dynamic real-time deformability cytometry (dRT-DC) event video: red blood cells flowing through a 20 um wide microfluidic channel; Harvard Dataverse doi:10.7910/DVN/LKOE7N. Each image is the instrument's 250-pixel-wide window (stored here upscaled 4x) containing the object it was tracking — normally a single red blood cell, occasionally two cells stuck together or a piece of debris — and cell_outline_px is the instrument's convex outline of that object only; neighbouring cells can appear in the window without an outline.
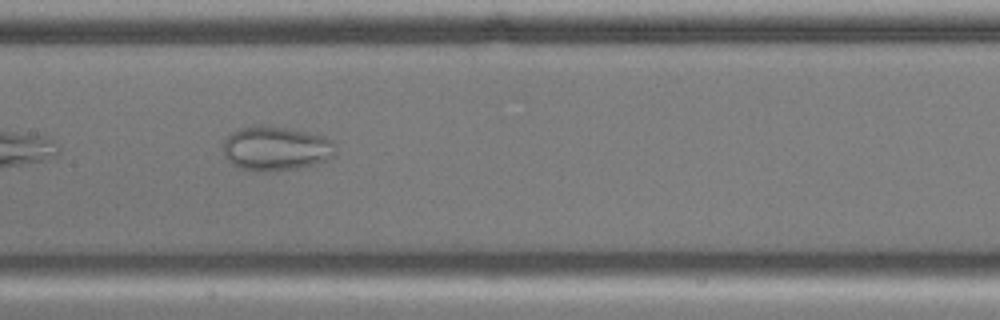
{"species": "common noctule bat (a hibernating species)", "species_latin": "Nyctalus noctula", "temperature_condition": "cold", "stored_images_in_passage": 40, "camera_frame_rate_fps": 3000, "um_per_image_px": 0.085, "animal": {"sex": "male", "body_mass_g": 17.9, "forearm_length_mm": 54.2}, "frame": {"image": 1, "passage_image": 12, "time_ms": 3.667, "image_size_px": [1000, 320], "cell_outline_px": [[336, 156], [328, 160], [316, 164], [296, 168], [264, 172], [256, 172], [240, 168], [232, 164], [224, 156], [224, 140], [232, 132], [240, 128], [252, 124], [264, 124], [288, 128], [308, 132], [324, 136], [332, 140], [336, 144]], "centroid_in_image_um": [23.48, 12.61], "position_along_channel_um": 183.9, "area_um2": 29.65}}